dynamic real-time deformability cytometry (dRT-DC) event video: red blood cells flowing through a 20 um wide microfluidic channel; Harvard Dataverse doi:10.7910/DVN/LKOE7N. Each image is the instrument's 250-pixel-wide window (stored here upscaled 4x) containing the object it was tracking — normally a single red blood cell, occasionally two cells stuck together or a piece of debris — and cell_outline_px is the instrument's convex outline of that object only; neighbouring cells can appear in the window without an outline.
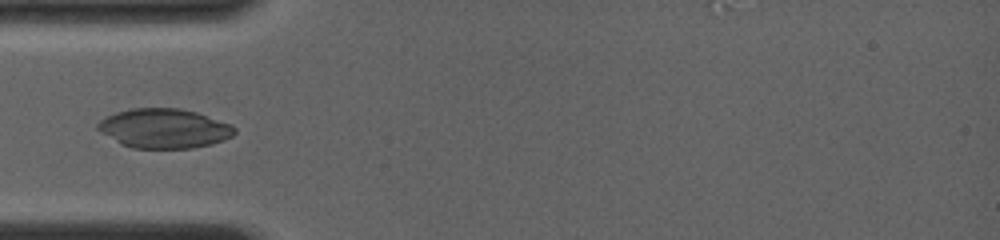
{"species": "common noctule bat (a hibernating species)", "species_latin": "Nyctalus noctula", "temperature_condition": "room temperature", "stored_images_in_passage": 46, "camera_frame_rate_fps": 4000, "um_per_image_px": 0.085, "animal": {"sex": "female", "body_mass_g": 19.0, "forearm_length_mm": 56.7}, "frame": {"image": 1, "passage_image": 1, "time_ms": 0.0, "image_size_px": [1000, 240], "cell_outline_px": [[236, 132], [232, 136], [224, 140], [212, 144], [192, 148], [132, 148], [120, 144], [100, 132], [96, 128], [96, 124], [100, 120], [116, 112], [132, 108], [180, 108], [196, 112], [232, 124], [236, 128]], "centroid_in_image_um": [13.95, 10.92], "position_along_channel_um": 71.0, "area_um2": 31.62}}
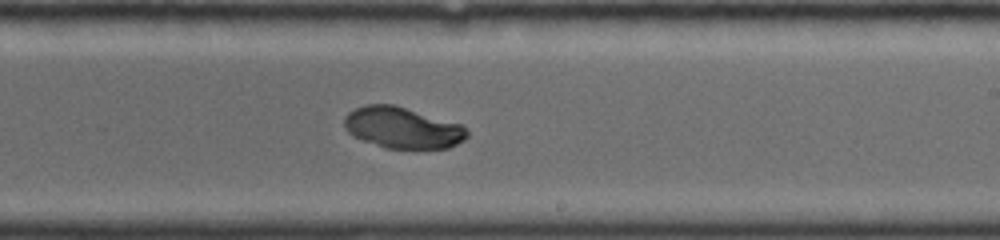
{"frame": {"image": 2, "passage_image": 24, "time_ms": 4.5, "image_size_px": [1000, 240], "cell_outline_px": [[468, 136], [464, 140], [448, 148], [384, 148], [352, 136], [344, 128], [344, 116], [348, 112], [364, 104], [392, 104], [460, 124], [468, 132]], "centroid_in_image_um": [34.16, 10.86], "position_along_channel_um": 254.8, "area_um2": 29.3}}
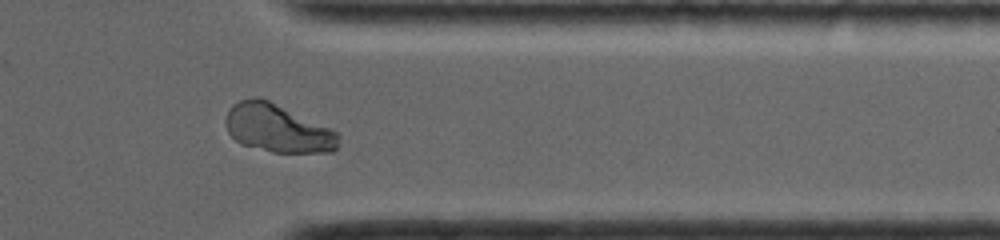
{"frame": {"image": 3, "passage_image": 40, "time_ms": 7.75, "image_size_px": [1000, 240], "cell_outline_px": [[340, 136], [336, 148], [332, 152], [272, 152], [240, 144], [228, 132], [224, 120], [228, 108], [232, 104], [240, 100], [256, 96], [268, 100], [328, 128], [336, 132]], "centroid_in_image_um": [23.53, 10.9], "position_along_channel_um": 387.9, "area_um2": 31.27}}